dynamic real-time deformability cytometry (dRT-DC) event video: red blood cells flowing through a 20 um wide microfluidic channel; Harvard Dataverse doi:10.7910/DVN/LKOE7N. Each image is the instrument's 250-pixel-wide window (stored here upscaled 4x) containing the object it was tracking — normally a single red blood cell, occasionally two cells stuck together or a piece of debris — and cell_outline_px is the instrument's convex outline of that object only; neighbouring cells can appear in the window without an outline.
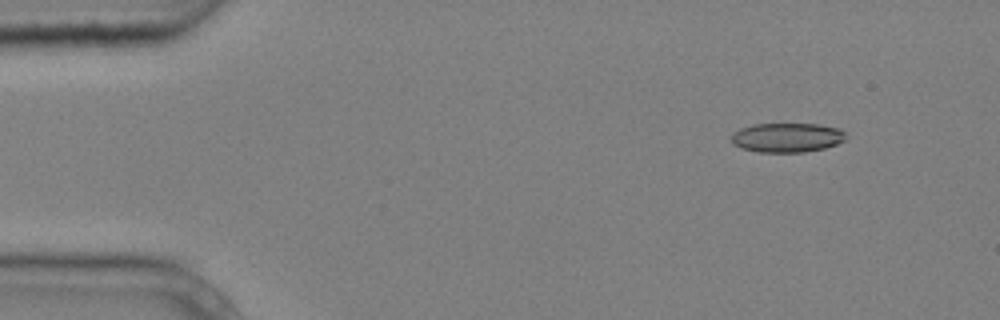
{"species": "common noctule bat (a hibernating species)", "species_latin": "Nyctalus noctula", "temperature_condition": "cold", "stored_images_in_passage": 3, "camera_frame_rate_fps": 3000, "um_per_image_px": 0.085, "animal": {"sex": "male", "body_mass_g": 20.4}, "frame": {"image": 1, "passage_image": 1, "time_ms": 0.0, "image_size_px": [1000, 320], "cell_outline_px": [[848, 136], [844, 140], [836, 144], [824, 148], [804, 152], [756, 152], [740, 148], [732, 144], [732, 132], [740, 128], [752, 124], [816, 124], [840, 128]], "centroid_in_image_um": [66.87, 11.69], "position_along_channel_um": 18.1, "area_um2": 19.77}}
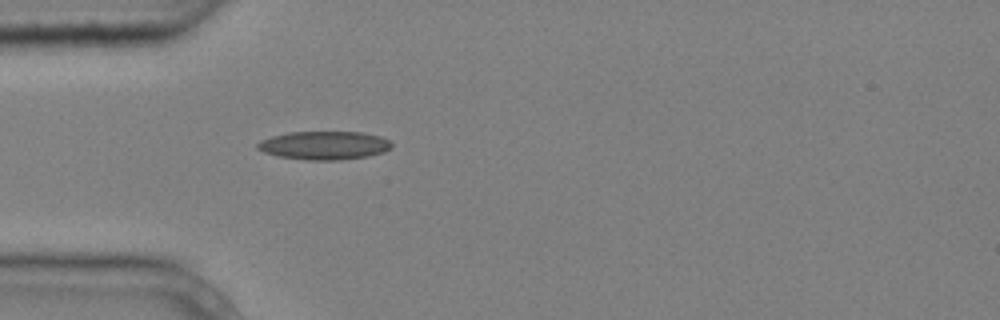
{"frame": {"image": 2, "passage_image": 3, "time_ms": 0.667, "image_size_px": [1000, 320], "cell_outline_px": [[392, 148], [384, 152], [368, 156], [340, 160], [308, 160], [276, 156], [264, 152], [256, 148], [256, 144], [260, 140], [272, 136], [288, 132], [364, 132], [380, 136], [388, 140], [392, 144]], "centroid_in_image_um": [27.55, 12.36], "position_along_channel_um": 57.4, "area_um2": 22.37}}